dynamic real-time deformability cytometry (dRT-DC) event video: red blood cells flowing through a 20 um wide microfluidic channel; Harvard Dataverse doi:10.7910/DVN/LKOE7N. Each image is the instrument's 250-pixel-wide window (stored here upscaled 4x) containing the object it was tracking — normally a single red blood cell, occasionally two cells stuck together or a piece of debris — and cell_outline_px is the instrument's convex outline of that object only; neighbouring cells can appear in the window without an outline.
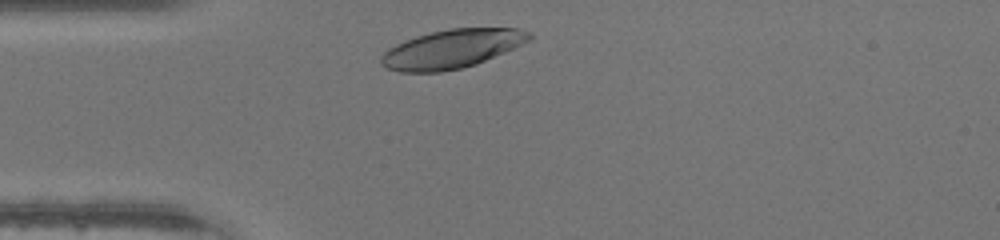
{"species": "human", "species_latin": "Homo sapiens", "temperature_condition": "warm", "stored_images_in_passage": 27, "camera_frame_rate_fps": 3000, "um_per_image_px": 0.085, "donor": {"sex": "male"}, "frame": {"image": 1, "passage_image": 2, "time_ms": 0.333, "image_size_px": [1000, 240], "cell_outline_px": [[532, 36], [528, 40], [512, 48], [476, 64], [460, 68], [440, 72], [400, 72], [388, 68], [380, 64], [380, 56], [388, 48], [396, 44], [416, 36], [448, 28], [516, 28], [532, 32]], "centroid_in_image_um": [38.36, 4.15], "position_along_channel_um": 46.6, "area_um2": 33.12}}
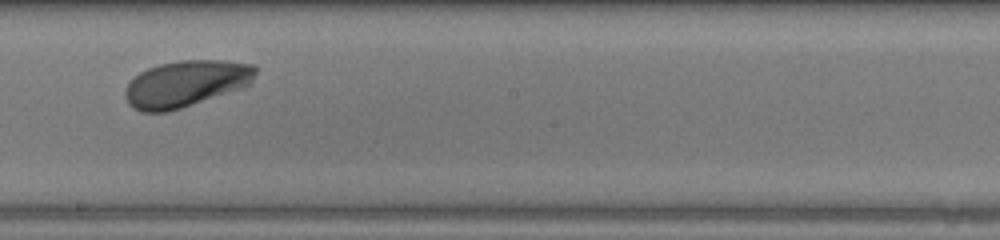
{"frame": {"image": 2, "passage_image": 16, "time_ms": 5.0, "image_size_px": [1000, 240], "cell_outline_px": [[256, 72], [252, 84], [244, 88], [168, 112], [140, 112], [132, 108], [128, 104], [124, 96], [124, 88], [140, 72], [148, 68], [160, 64], [180, 60], [220, 60], [256, 64]], "centroid_in_image_um": [15.82, 7.12], "position_along_channel_um": 232.4, "area_um2": 35.66}}
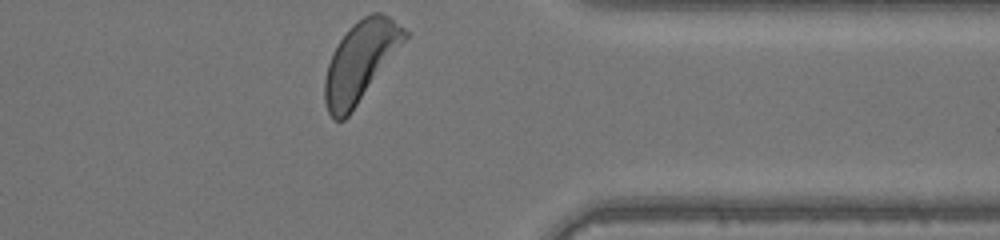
{"frame": {"image": 3, "passage_image": 27, "time_ms": 8.667, "image_size_px": [1000, 240], "cell_outline_px": [[408, 36], [348, 116], [344, 120], [332, 120], [328, 112], [324, 100], [324, 80], [328, 64], [332, 52], [348, 28], [352, 24], [364, 16], [372, 12], [380, 12], [388, 16], [404, 28], [408, 32]], "centroid_in_image_um": [30.59, 5.22], "position_along_channel_um": 380.8, "area_um2": 36.59}}